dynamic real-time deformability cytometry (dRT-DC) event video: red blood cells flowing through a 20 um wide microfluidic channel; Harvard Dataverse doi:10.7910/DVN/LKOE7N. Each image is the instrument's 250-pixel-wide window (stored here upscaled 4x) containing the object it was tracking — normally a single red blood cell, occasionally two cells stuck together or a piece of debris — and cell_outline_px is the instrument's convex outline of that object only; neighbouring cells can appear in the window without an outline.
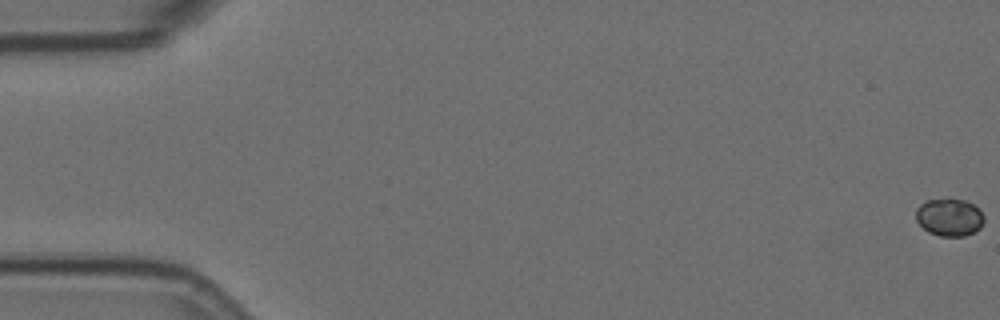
{"species": "Egyptian fruit bat (a non-hibernating species)", "species_latin": "Rousettus aegyptiacus", "temperature_condition": "room temperature", "stored_images_in_passage": 59, "camera_frame_rate_fps": 3000, "um_per_image_px": 0.085, "animal": {"sex": "female"}, "frame": {"image": 1, "passage_image": 1, "time_ms": 0.0, "image_size_px": [1000, 320], "cell_outline_px": [[984, 220], [980, 228], [964, 236], [940, 236], [928, 232], [916, 220], [916, 208], [920, 204], [928, 200], [948, 196], [964, 200], [980, 208], [984, 216]], "centroid_in_image_um": [80.7, 18.42], "position_along_channel_um": 4.3, "area_um2": 15.26}}
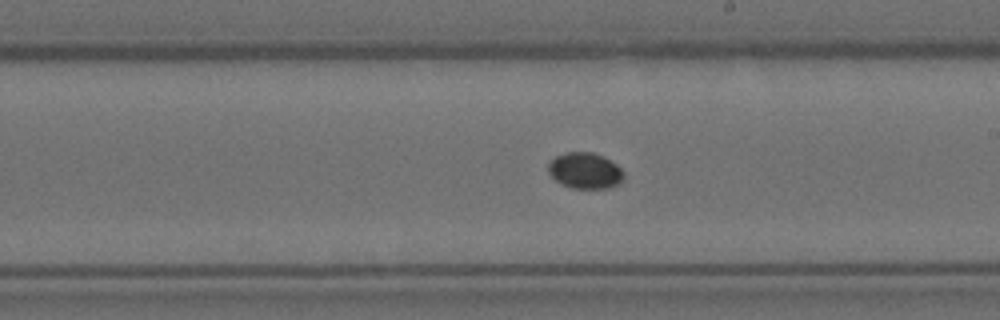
{"frame": {"image": 2, "passage_image": 34, "time_ms": 11.0, "image_size_px": [1000, 320], "cell_outline_px": [[624, 180], [620, 184], [608, 188], [572, 188], [560, 184], [548, 172], [548, 164], [556, 156], [568, 152], [592, 152], [604, 156], [616, 164], [624, 172]], "centroid_in_image_um": [49.76, 14.51], "position_along_channel_um": 239.2, "area_um2": 15.95}}
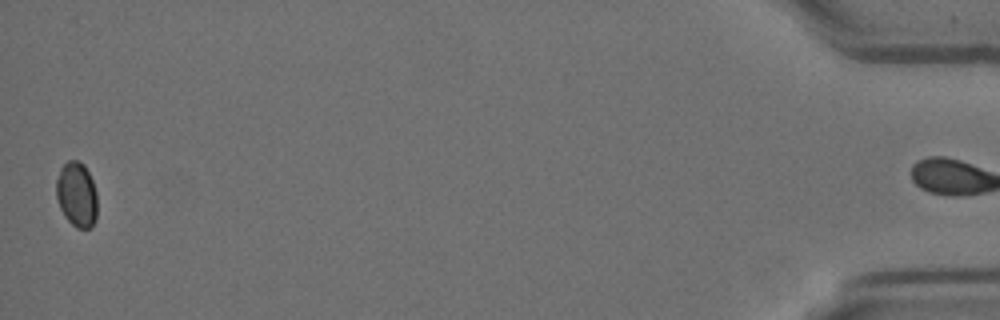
{"frame": {"image": 3, "passage_image": 58, "time_ms": 19.0, "image_size_px": [1000, 320], "cell_outline_px": [[96, 220], [92, 228], [76, 228], [64, 216], [60, 208], [56, 196], [56, 180], [60, 168], [68, 160], [76, 160], [84, 164], [92, 180], [96, 192]], "centroid_in_image_um": [6.51, 16.54], "position_along_channel_um": 428.7, "area_um2": 15.61}}